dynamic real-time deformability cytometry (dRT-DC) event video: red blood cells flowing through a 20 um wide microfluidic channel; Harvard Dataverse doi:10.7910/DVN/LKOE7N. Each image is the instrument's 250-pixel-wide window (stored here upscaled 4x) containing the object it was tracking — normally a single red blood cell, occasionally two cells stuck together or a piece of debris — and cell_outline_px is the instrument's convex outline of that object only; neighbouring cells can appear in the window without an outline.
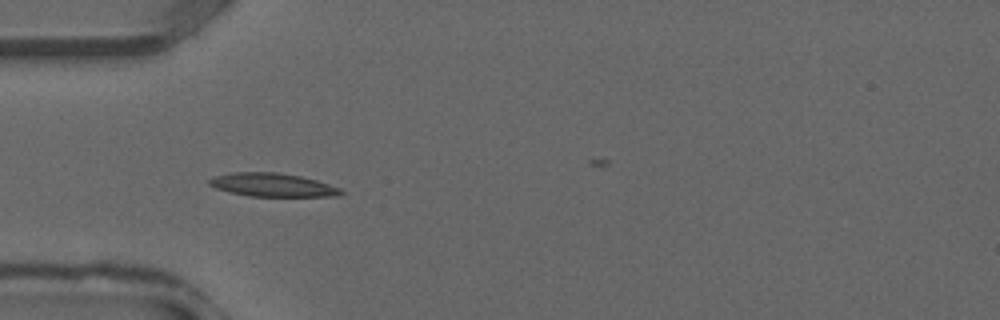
{"species": "common noctule bat (a hibernating species)", "species_latin": "Nyctalus noctula", "temperature_condition": "warm", "stored_images_in_passage": 30, "camera_frame_rate_fps": 3000, "um_per_image_px": 0.085, "animal": {"sex": "male", "forearm_length_mm": 52.5}, "frame": {"image": 1, "passage_image": 4, "time_ms": 1.0, "image_size_px": [1000, 320], "cell_outline_px": [[344, 192], [340, 196], [248, 196], [216, 188], [208, 184], [208, 180], [216, 176], [232, 172], [276, 172], [300, 176], [316, 180], [340, 188]], "centroid_in_image_um": [23.17, 15.72], "position_along_channel_um": 61.8, "area_um2": 17.8}}
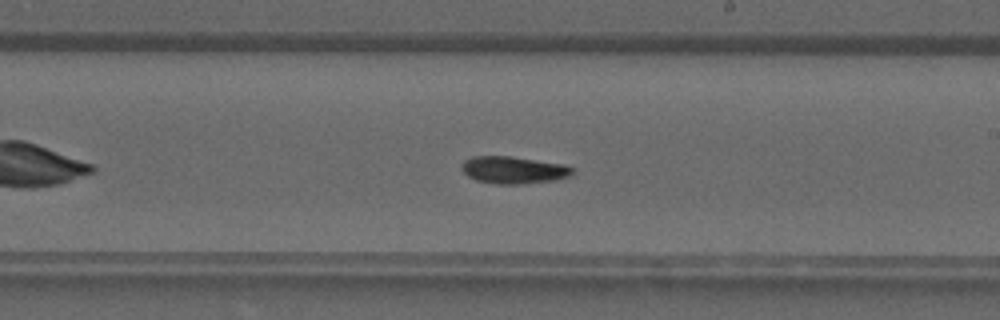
{"frame": {"image": 2, "passage_image": 14, "time_ms": 4.333, "image_size_px": [1000, 320], "cell_outline_px": [[576, 172], [568, 176], [556, 180], [520, 184], [496, 184], [476, 180], [468, 176], [460, 168], [460, 164], [464, 160], [472, 156], [512, 156], [564, 164], [572, 168]], "centroid_in_image_um": [43.63, 14.44], "position_along_channel_um": 245.4, "area_um2": 17.74}}
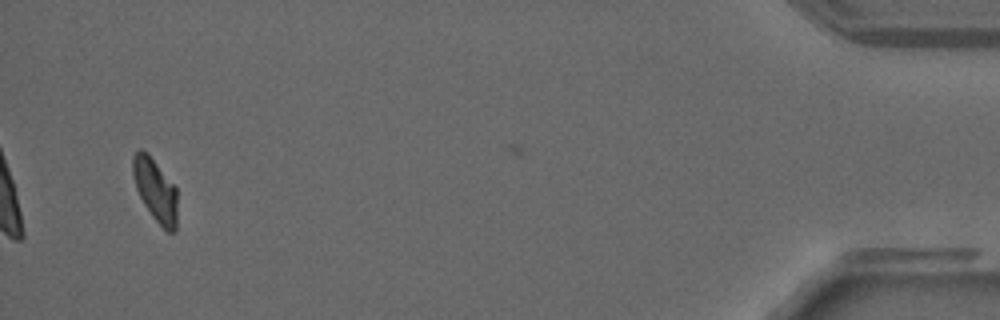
{"frame": {"image": 3, "passage_image": 28, "time_ms": 9.0, "image_size_px": [1000, 320], "cell_outline_px": [[176, 232], [168, 232], [152, 216], [144, 204], [136, 188], [132, 176], [132, 156], [140, 148], [156, 164], [176, 188]], "centroid_in_image_um": [13.18, 16.18], "position_along_channel_um": 422.0, "area_um2": 15.78}}